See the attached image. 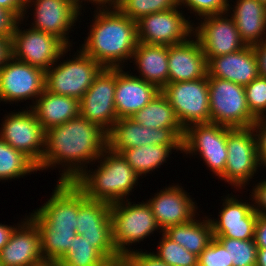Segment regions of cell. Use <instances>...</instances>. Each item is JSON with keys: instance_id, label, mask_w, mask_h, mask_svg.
Segmentation results:
<instances>
[{"instance_id": "obj_14", "label": "cell", "mask_w": 266, "mask_h": 266, "mask_svg": "<svg viewBox=\"0 0 266 266\" xmlns=\"http://www.w3.org/2000/svg\"><path fill=\"white\" fill-rule=\"evenodd\" d=\"M178 8L180 6L145 15L136 21L138 42L171 46L183 43L187 37H192L193 25L185 19Z\"/></svg>"}, {"instance_id": "obj_9", "label": "cell", "mask_w": 266, "mask_h": 266, "mask_svg": "<svg viewBox=\"0 0 266 266\" xmlns=\"http://www.w3.org/2000/svg\"><path fill=\"white\" fill-rule=\"evenodd\" d=\"M161 93L170 102L184 129L193 124L210 123L208 76L168 83Z\"/></svg>"}, {"instance_id": "obj_45", "label": "cell", "mask_w": 266, "mask_h": 266, "mask_svg": "<svg viewBox=\"0 0 266 266\" xmlns=\"http://www.w3.org/2000/svg\"><path fill=\"white\" fill-rule=\"evenodd\" d=\"M0 8L11 12L18 20L25 18V0H0Z\"/></svg>"}, {"instance_id": "obj_38", "label": "cell", "mask_w": 266, "mask_h": 266, "mask_svg": "<svg viewBox=\"0 0 266 266\" xmlns=\"http://www.w3.org/2000/svg\"><path fill=\"white\" fill-rule=\"evenodd\" d=\"M244 89L251 114L256 119L266 116V78L258 76L244 86Z\"/></svg>"}, {"instance_id": "obj_29", "label": "cell", "mask_w": 266, "mask_h": 266, "mask_svg": "<svg viewBox=\"0 0 266 266\" xmlns=\"http://www.w3.org/2000/svg\"><path fill=\"white\" fill-rule=\"evenodd\" d=\"M190 220L188 222L167 227L163 233L177 242L189 252L199 256L213 239L212 224L207 220Z\"/></svg>"}, {"instance_id": "obj_4", "label": "cell", "mask_w": 266, "mask_h": 266, "mask_svg": "<svg viewBox=\"0 0 266 266\" xmlns=\"http://www.w3.org/2000/svg\"><path fill=\"white\" fill-rule=\"evenodd\" d=\"M76 233L85 237L112 266H122L112 238L110 204L88 199L78 187Z\"/></svg>"}, {"instance_id": "obj_40", "label": "cell", "mask_w": 266, "mask_h": 266, "mask_svg": "<svg viewBox=\"0 0 266 266\" xmlns=\"http://www.w3.org/2000/svg\"><path fill=\"white\" fill-rule=\"evenodd\" d=\"M198 266H233L229 263L228 251L213 238L209 245L198 256Z\"/></svg>"}, {"instance_id": "obj_20", "label": "cell", "mask_w": 266, "mask_h": 266, "mask_svg": "<svg viewBox=\"0 0 266 266\" xmlns=\"http://www.w3.org/2000/svg\"><path fill=\"white\" fill-rule=\"evenodd\" d=\"M218 220L210 219L213 238L227 237L240 240L254 239L255 225L258 214L251 204L238 199L226 197Z\"/></svg>"}, {"instance_id": "obj_48", "label": "cell", "mask_w": 266, "mask_h": 266, "mask_svg": "<svg viewBox=\"0 0 266 266\" xmlns=\"http://www.w3.org/2000/svg\"><path fill=\"white\" fill-rule=\"evenodd\" d=\"M11 57V39L0 36V68Z\"/></svg>"}, {"instance_id": "obj_19", "label": "cell", "mask_w": 266, "mask_h": 266, "mask_svg": "<svg viewBox=\"0 0 266 266\" xmlns=\"http://www.w3.org/2000/svg\"><path fill=\"white\" fill-rule=\"evenodd\" d=\"M43 205L33 214L47 228H77L78 186L74 182H58L52 196Z\"/></svg>"}, {"instance_id": "obj_43", "label": "cell", "mask_w": 266, "mask_h": 266, "mask_svg": "<svg viewBox=\"0 0 266 266\" xmlns=\"http://www.w3.org/2000/svg\"><path fill=\"white\" fill-rule=\"evenodd\" d=\"M266 179L260 181V183L256 184L255 188L253 187V192L251 196H253L254 204L252 205L253 209L258 215H266ZM259 207V208H258ZM262 209V210H261Z\"/></svg>"}, {"instance_id": "obj_46", "label": "cell", "mask_w": 266, "mask_h": 266, "mask_svg": "<svg viewBox=\"0 0 266 266\" xmlns=\"http://www.w3.org/2000/svg\"><path fill=\"white\" fill-rule=\"evenodd\" d=\"M254 241L257 248H266V215H258L255 225Z\"/></svg>"}, {"instance_id": "obj_25", "label": "cell", "mask_w": 266, "mask_h": 266, "mask_svg": "<svg viewBox=\"0 0 266 266\" xmlns=\"http://www.w3.org/2000/svg\"><path fill=\"white\" fill-rule=\"evenodd\" d=\"M208 77H216L242 86L248 85L259 76L257 60L252 46L216 56L207 60Z\"/></svg>"}, {"instance_id": "obj_15", "label": "cell", "mask_w": 266, "mask_h": 266, "mask_svg": "<svg viewBox=\"0 0 266 266\" xmlns=\"http://www.w3.org/2000/svg\"><path fill=\"white\" fill-rule=\"evenodd\" d=\"M45 90V71L12 56L0 68V101L37 98Z\"/></svg>"}, {"instance_id": "obj_36", "label": "cell", "mask_w": 266, "mask_h": 266, "mask_svg": "<svg viewBox=\"0 0 266 266\" xmlns=\"http://www.w3.org/2000/svg\"><path fill=\"white\" fill-rule=\"evenodd\" d=\"M216 239L228 251L229 263L233 266H256L257 245L254 239L240 240L227 237Z\"/></svg>"}, {"instance_id": "obj_21", "label": "cell", "mask_w": 266, "mask_h": 266, "mask_svg": "<svg viewBox=\"0 0 266 266\" xmlns=\"http://www.w3.org/2000/svg\"><path fill=\"white\" fill-rule=\"evenodd\" d=\"M24 220L0 250V266H29L44 259L37 225L29 217Z\"/></svg>"}, {"instance_id": "obj_11", "label": "cell", "mask_w": 266, "mask_h": 266, "mask_svg": "<svg viewBox=\"0 0 266 266\" xmlns=\"http://www.w3.org/2000/svg\"><path fill=\"white\" fill-rule=\"evenodd\" d=\"M182 151L192 155L199 152L210 170L220 177L227 159V126L212 122L188 126L182 140Z\"/></svg>"}, {"instance_id": "obj_23", "label": "cell", "mask_w": 266, "mask_h": 266, "mask_svg": "<svg viewBox=\"0 0 266 266\" xmlns=\"http://www.w3.org/2000/svg\"><path fill=\"white\" fill-rule=\"evenodd\" d=\"M163 232L167 227L193 220L197 207L180 186H169L147 201Z\"/></svg>"}, {"instance_id": "obj_22", "label": "cell", "mask_w": 266, "mask_h": 266, "mask_svg": "<svg viewBox=\"0 0 266 266\" xmlns=\"http://www.w3.org/2000/svg\"><path fill=\"white\" fill-rule=\"evenodd\" d=\"M207 76V59L197 38L168 46V83L192 81Z\"/></svg>"}, {"instance_id": "obj_51", "label": "cell", "mask_w": 266, "mask_h": 266, "mask_svg": "<svg viewBox=\"0 0 266 266\" xmlns=\"http://www.w3.org/2000/svg\"><path fill=\"white\" fill-rule=\"evenodd\" d=\"M76 2H77V4L80 6V7H82L81 6V3L84 1H82V0H75ZM81 1V2H80ZM86 1V0H85ZM89 1H91V3H95V4H97V5H99V7H103V6H107L106 4H109V6H111L112 7V5L113 6H115V0H89ZM93 1V2H92ZM87 2H88V0H87Z\"/></svg>"}, {"instance_id": "obj_30", "label": "cell", "mask_w": 266, "mask_h": 266, "mask_svg": "<svg viewBox=\"0 0 266 266\" xmlns=\"http://www.w3.org/2000/svg\"><path fill=\"white\" fill-rule=\"evenodd\" d=\"M130 118L147 128L174 129L182 138L185 134L175 110L161 91Z\"/></svg>"}, {"instance_id": "obj_37", "label": "cell", "mask_w": 266, "mask_h": 266, "mask_svg": "<svg viewBox=\"0 0 266 266\" xmlns=\"http://www.w3.org/2000/svg\"><path fill=\"white\" fill-rule=\"evenodd\" d=\"M158 251L155 254L169 266H198V256L189 252L177 242L162 233Z\"/></svg>"}, {"instance_id": "obj_39", "label": "cell", "mask_w": 266, "mask_h": 266, "mask_svg": "<svg viewBox=\"0 0 266 266\" xmlns=\"http://www.w3.org/2000/svg\"><path fill=\"white\" fill-rule=\"evenodd\" d=\"M228 0H178V5L188 6V10L195 12L199 17L207 15L229 13L230 4ZM186 4V5H185Z\"/></svg>"}, {"instance_id": "obj_32", "label": "cell", "mask_w": 266, "mask_h": 266, "mask_svg": "<svg viewBox=\"0 0 266 266\" xmlns=\"http://www.w3.org/2000/svg\"><path fill=\"white\" fill-rule=\"evenodd\" d=\"M29 218L39 229L42 257L59 260L71 247L76 229L47 228L33 213Z\"/></svg>"}, {"instance_id": "obj_42", "label": "cell", "mask_w": 266, "mask_h": 266, "mask_svg": "<svg viewBox=\"0 0 266 266\" xmlns=\"http://www.w3.org/2000/svg\"><path fill=\"white\" fill-rule=\"evenodd\" d=\"M257 141V154L261 166L266 167V116L257 118L252 125ZM257 129V130H256Z\"/></svg>"}, {"instance_id": "obj_5", "label": "cell", "mask_w": 266, "mask_h": 266, "mask_svg": "<svg viewBox=\"0 0 266 266\" xmlns=\"http://www.w3.org/2000/svg\"><path fill=\"white\" fill-rule=\"evenodd\" d=\"M128 200L110 205L113 243L123 259L131 252L130 244L144 240L160 229L147 201L132 205Z\"/></svg>"}, {"instance_id": "obj_16", "label": "cell", "mask_w": 266, "mask_h": 266, "mask_svg": "<svg viewBox=\"0 0 266 266\" xmlns=\"http://www.w3.org/2000/svg\"><path fill=\"white\" fill-rule=\"evenodd\" d=\"M183 138L169 128H147L131 118H119L107 133V147L116 153L142 145H182Z\"/></svg>"}, {"instance_id": "obj_27", "label": "cell", "mask_w": 266, "mask_h": 266, "mask_svg": "<svg viewBox=\"0 0 266 266\" xmlns=\"http://www.w3.org/2000/svg\"><path fill=\"white\" fill-rule=\"evenodd\" d=\"M236 3L231 17L241 40L249 46L266 41V6L259 0H237Z\"/></svg>"}, {"instance_id": "obj_31", "label": "cell", "mask_w": 266, "mask_h": 266, "mask_svg": "<svg viewBox=\"0 0 266 266\" xmlns=\"http://www.w3.org/2000/svg\"><path fill=\"white\" fill-rule=\"evenodd\" d=\"M182 151V145H142L129 149H122L119 153L139 175H146L159 168L169 157L172 150Z\"/></svg>"}, {"instance_id": "obj_3", "label": "cell", "mask_w": 266, "mask_h": 266, "mask_svg": "<svg viewBox=\"0 0 266 266\" xmlns=\"http://www.w3.org/2000/svg\"><path fill=\"white\" fill-rule=\"evenodd\" d=\"M99 159L100 166L95 171L85 170L74 183L90 200L110 205L124 201V196L134 189L140 176L120 153L113 152L108 147Z\"/></svg>"}, {"instance_id": "obj_47", "label": "cell", "mask_w": 266, "mask_h": 266, "mask_svg": "<svg viewBox=\"0 0 266 266\" xmlns=\"http://www.w3.org/2000/svg\"><path fill=\"white\" fill-rule=\"evenodd\" d=\"M257 60L259 76L266 78V41L252 45Z\"/></svg>"}, {"instance_id": "obj_1", "label": "cell", "mask_w": 266, "mask_h": 266, "mask_svg": "<svg viewBox=\"0 0 266 266\" xmlns=\"http://www.w3.org/2000/svg\"><path fill=\"white\" fill-rule=\"evenodd\" d=\"M106 148L107 133L79 115L46 131L45 151L37 168L40 171L63 163L58 182H74L86 170L85 164L98 160Z\"/></svg>"}, {"instance_id": "obj_13", "label": "cell", "mask_w": 266, "mask_h": 266, "mask_svg": "<svg viewBox=\"0 0 266 266\" xmlns=\"http://www.w3.org/2000/svg\"><path fill=\"white\" fill-rule=\"evenodd\" d=\"M116 69L104 68L80 100V116L108 133L118 119L114 94Z\"/></svg>"}, {"instance_id": "obj_24", "label": "cell", "mask_w": 266, "mask_h": 266, "mask_svg": "<svg viewBox=\"0 0 266 266\" xmlns=\"http://www.w3.org/2000/svg\"><path fill=\"white\" fill-rule=\"evenodd\" d=\"M116 69V87L114 94L118 119L130 118L145 107L161 90L155 85Z\"/></svg>"}, {"instance_id": "obj_52", "label": "cell", "mask_w": 266, "mask_h": 266, "mask_svg": "<svg viewBox=\"0 0 266 266\" xmlns=\"http://www.w3.org/2000/svg\"><path fill=\"white\" fill-rule=\"evenodd\" d=\"M29 266H60L58 260L43 259L42 261Z\"/></svg>"}, {"instance_id": "obj_53", "label": "cell", "mask_w": 266, "mask_h": 266, "mask_svg": "<svg viewBox=\"0 0 266 266\" xmlns=\"http://www.w3.org/2000/svg\"><path fill=\"white\" fill-rule=\"evenodd\" d=\"M259 1L266 6V0H259Z\"/></svg>"}, {"instance_id": "obj_8", "label": "cell", "mask_w": 266, "mask_h": 266, "mask_svg": "<svg viewBox=\"0 0 266 266\" xmlns=\"http://www.w3.org/2000/svg\"><path fill=\"white\" fill-rule=\"evenodd\" d=\"M254 129L227 127V159L224 173L219 177L232 186L248 184L260 166Z\"/></svg>"}, {"instance_id": "obj_2", "label": "cell", "mask_w": 266, "mask_h": 266, "mask_svg": "<svg viewBox=\"0 0 266 266\" xmlns=\"http://www.w3.org/2000/svg\"><path fill=\"white\" fill-rule=\"evenodd\" d=\"M96 11L90 34L81 50L103 68H123L120 63L132 58L138 43L137 22L116 6L98 7Z\"/></svg>"}, {"instance_id": "obj_10", "label": "cell", "mask_w": 266, "mask_h": 266, "mask_svg": "<svg viewBox=\"0 0 266 266\" xmlns=\"http://www.w3.org/2000/svg\"><path fill=\"white\" fill-rule=\"evenodd\" d=\"M20 21L18 20L11 38V56L16 60L47 71L68 52V47L51 34L33 28L20 30Z\"/></svg>"}, {"instance_id": "obj_35", "label": "cell", "mask_w": 266, "mask_h": 266, "mask_svg": "<svg viewBox=\"0 0 266 266\" xmlns=\"http://www.w3.org/2000/svg\"><path fill=\"white\" fill-rule=\"evenodd\" d=\"M115 6L124 15L138 21L145 15L167 11L179 5L178 0H120Z\"/></svg>"}, {"instance_id": "obj_50", "label": "cell", "mask_w": 266, "mask_h": 266, "mask_svg": "<svg viewBox=\"0 0 266 266\" xmlns=\"http://www.w3.org/2000/svg\"><path fill=\"white\" fill-rule=\"evenodd\" d=\"M256 266H266V248H257Z\"/></svg>"}, {"instance_id": "obj_17", "label": "cell", "mask_w": 266, "mask_h": 266, "mask_svg": "<svg viewBox=\"0 0 266 266\" xmlns=\"http://www.w3.org/2000/svg\"><path fill=\"white\" fill-rule=\"evenodd\" d=\"M225 14L201 17L198 27H193V37H197L206 59L237 52L246 44L241 40L233 18ZM224 15V16H222ZM195 32V33H194Z\"/></svg>"}, {"instance_id": "obj_44", "label": "cell", "mask_w": 266, "mask_h": 266, "mask_svg": "<svg viewBox=\"0 0 266 266\" xmlns=\"http://www.w3.org/2000/svg\"><path fill=\"white\" fill-rule=\"evenodd\" d=\"M18 19L9 11L0 8V36L12 38Z\"/></svg>"}, {"instance_id": "obj_34", "label": "cell", "mask_w": 266, "mask_h": 266, "mask_svg": "<svg viewBox=\"0 0 266 266\" xmlns=\"http://www.w3.org/2000/svg\"><path fill=\"white\" fill-rule=\"evenodd\" d=\"M58 261L60 266H112L85 237L78 234Z\"/></svg>"}, {"instance_id": "obj_18", "label": "cell", "mask_w": 266, "mask_h": 266, "mask_svg": "<svg viewBox=\"0 0 266 266\" xmlns=\"http://www.w3.org/2000/svg\"><path fill=\"white\" fill-rule=\"evenodd\" d=\"M32 3L36 7L31 28L51 34L70 47L71 43L66 35L81 12L77 2L75 0H25V10L31 7L29 5Z\"/></svg>"}, {"instance_id": "obj_33", "label": "cell", "mask_w": 266, "mask_h": 266, "mask_svg": "<svg viewBox=\"0 0 266 266\" xmlns=\"http://www.w3.org/2000/svg\"><path fill=\"white\" fill-rule=\"evenodd\" d=\"M38 171L37 165L23 152L0 138V180L23 177Z\"/></svg>"}, {"instance_id": "obj_7", "label": "cell", "mask_w": 266, "mask_h": 266, "mask_svg": "<svg viewBox=\"0 0 266 266\" xmlns=\"http://www.w3.org/2000/svg\"><path fill=\"white\" fill-rule=\"evenodd\" d=\"M79 53V54H78ZM76 57L51 66L45 71V90L58 95L82 99L94 79L104 69L81 49Z\"/></svg>"}, {"instance_id": "obj_26", "label": "cell", "mask_w": 266, "mask_h": 266, "mask_svg": "<svg viewBox=\"0 0 266 266\" xmlns=\"http://www.w3.org/2000/svg\"><path fill=\"white\" fill-rule=\"evenodd\" d=\"M34 104L30 108L35 112L38 122L45 131L80 115L78 99L46 90L35 100Z\"/></svg>"}, {"instance_id": "obj_12", "label": "cell", "mask_w": 266, "mask_h": 266, "mask_svg": "<svg viewBox=\"0 0 266 266\" xmlns=\"http://www.w3.org/2000/svg\"><path fill=\"white\" fill-rule=\"evenodd\" d=\"M10 114L3 121L0 138L38 166L45 151L46 131L32 109Z\"/></svg>"}, {"instance_id": "obj_6", "label": "cell", "mask_w": 266, "mask_h": 266, "mask_svg": "<svg viewBox=\"0 0 266 266\" xmlns=\"http://www.w3.org/2000/svg\"><path fill=\"white\" fill-rule=\"evenodd\" d=\"M210 122L230 128L252 127L244 86L232 81L208 77Z\"/></svg>"}, {"instance_id": "obj_49", "label": "cell", "mask_w": 266, "mask_h": 266, "mask_svg": "<svg viewBox=\"0 0 266 266\" xmlns=\"http://www.w3.org/2000/svg\"><path fill=\"white\" fill-rule=\"evenodd\" d=\"M16 227L0 224V250L8 243Z\"/></svg>"}, {"instance_id": "obj_28", "label": "cell", "mask_w": 266, "mask_h": 266, "mask_svg": "<svg viewBox=\"0 0 266 266\" xmlns=\"http://www.w3.org/2000/svg\"><path fill=\"white\" fill-rule=\"evenodd\" d=\"M132 58L140 73L136 77L155 85L159 90L168 84V46L138 42Z\"/></svg>"}, {"instance_id": "obj_41", "label": "cell", "mask_w": 266, "mask_h": 266, "mask_svg": "<svg viewBox=\"0 0 266 266\" xmlns=\"http://www.w3.org/2000/svg\"><path fill=\"white\" fill-rule=\"evenodd\" d=\"M122 266H169L155 253L131 251L122 262Z\"/></svg>"}]
</instances>
